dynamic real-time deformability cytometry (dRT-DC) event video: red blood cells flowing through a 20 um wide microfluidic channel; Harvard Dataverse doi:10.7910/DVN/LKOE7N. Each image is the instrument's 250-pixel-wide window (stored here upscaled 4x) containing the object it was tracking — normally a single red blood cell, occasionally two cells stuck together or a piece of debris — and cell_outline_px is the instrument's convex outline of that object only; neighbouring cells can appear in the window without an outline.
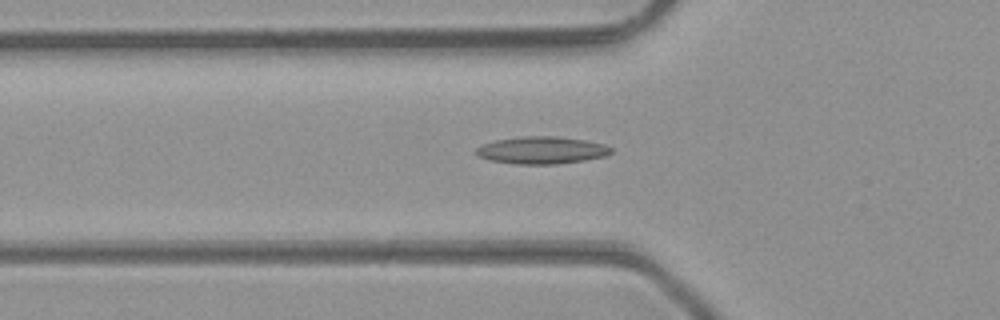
{"species": "common noctule bat (a hibernating species)", "species_latin": "Nyctalus noctula", "temperature_condition": "room temperature", "stored_images_in_passage": 25, "camera_frame_rate_fps": 3000, "um_per_image_px": 0.085, "animal": {"sex": "male", "body_mass_g": 23.1, "forearm_length_mm": 52.7}, "frame": {"image": 1, "passage_image": 17, "time_ms": 5.333, "image_size_px": [1000, 320], "cell_outline_px": [[612, 152], [604, 156], [584, 160], [556, 164], [516, 164], [492, 160], [480, 156], [476, 152], [476, 148], [484, 144], [496, 140], [524, 136], [560, 136], [584, 140], [604, 144], [612, 148]], "centroid_in_image_um": [46.08, 12.76], "position_along_channel_um": 79.7, "area_um2": 21.21}}
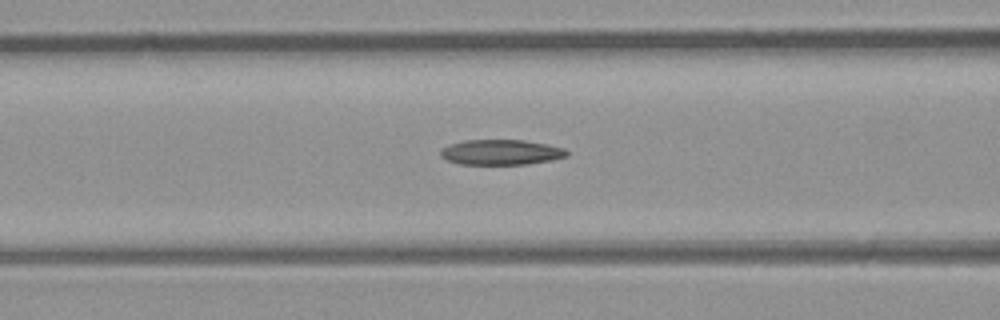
{"frame": {"image": 2, "passage_image": 20, "time_ms": 6.333, "image_size_px": [1000, 320], "cell_outline_px": [[568, 156], [552, 160], [528, 164], [460, 164], [448, 160], [440, 156], [440, 148], [448, 144], [464, 140], [524, 140], [548, 144], [564, 148], [568, 152]], "centroid_in_image_um": [42.58, 12.93], "position_along_channel_um": 124.0, "area_um2": 18.73}}
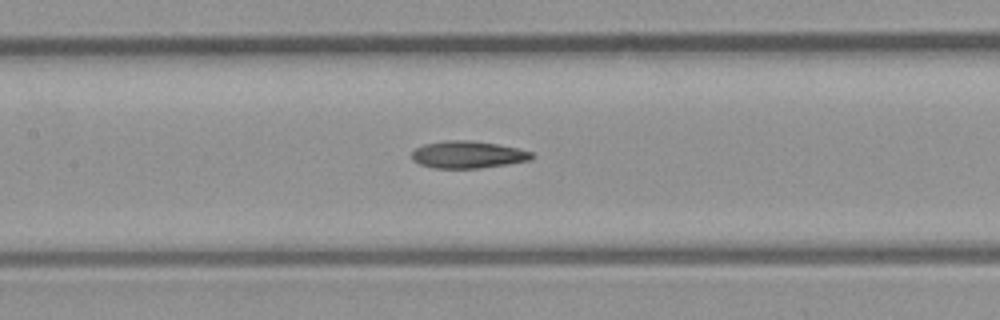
{"frame": {"image": 3, "passage_image": 23, "time_ms": 7.333, "image_size_px": [1000, 320], "cell_outline_px": [[536, 156], [528, 160], [508, 164], [480, 168], [432, 168], [420, 164], [412, 160], [412, 152], [416, 148], [424, 144], [452, 140], [468, 140], [496, 144], [516, 148], [532, 152]], "centroid_in_image_um": [39.76, 13.15], "position_along_channel_um": 167.6, "area_um2": 18.84}}